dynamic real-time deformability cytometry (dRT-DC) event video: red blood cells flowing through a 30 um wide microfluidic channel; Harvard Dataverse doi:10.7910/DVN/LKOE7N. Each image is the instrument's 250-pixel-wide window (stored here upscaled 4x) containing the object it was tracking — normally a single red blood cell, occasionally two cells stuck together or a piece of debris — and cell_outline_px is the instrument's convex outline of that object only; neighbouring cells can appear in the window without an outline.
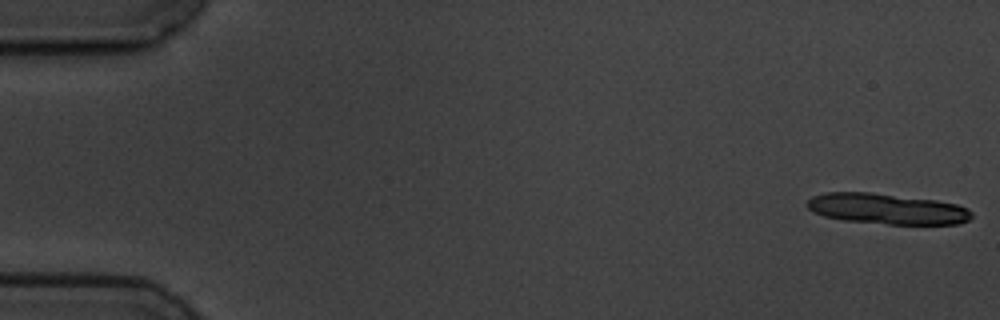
{"species": "common noctule bat (a hibernating species)", "species_latin": "Nyctalus noctula", "temperature_condition": "cold", "stored_images_in_passage": 6, "segment_of_instrument_passage": [1, 2], "camera_frame_rate_fps": 3000, "um_per_image_px": 0.085, "animal": {"sex": "male", "body_mass_g": 19.5, "forearm_length_mm": 54.6}, "frame": {"image": 1, "passage_image": 1, "time_ms": 0.0, "image_size_px": [1000, 320], "cell_outline_px": [[972, 216], [968, 220], [960, 224], [888, 224], [844, 220], [824, 216], [812, 212], [808, 208], [808, 200], [812, 196], [828, 192], [872, 192], [936, 200], [956, 204], [968, 208], [972, 212]], "centroid_in_image_um": [75.41, 17.75], "position_along_channel_um": 9.6, "area_um2": 29.42}}